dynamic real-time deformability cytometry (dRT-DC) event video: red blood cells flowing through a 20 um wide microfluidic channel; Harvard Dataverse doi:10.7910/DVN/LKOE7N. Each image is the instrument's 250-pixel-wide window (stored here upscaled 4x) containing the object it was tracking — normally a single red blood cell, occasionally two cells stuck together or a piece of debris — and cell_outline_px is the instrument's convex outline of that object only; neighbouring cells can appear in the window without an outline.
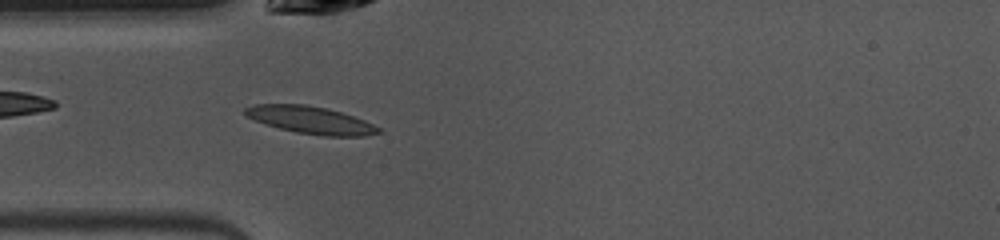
{"species": "common noctule bat (a hibernating species)", "species_latin": "Nyctalus noctula", "temperature_condition": "warm", "stored_images_in_passage": 39, "camera_frame_rate_fps": 3000, "um_per_image_px": 0.085, "animal": {"sex": "female", "body_mass_g": 10.0, "forearm_length_mm": 53.1}, "frame": {"image": 1, "passage_image": 3, "time_ms": 0.667, "image_size_px": [1000, 240], "cell_outline_px": [[384, 132], [364, 136], [324, 136], [296, 132], [280, 128], [256, 120], [248, 116], [244, 112], [244, 108], [256, 104], [304, 104], [324, 108], [340, 112], [364, 120], [380, 128]], "centroid_in_image_um": [26.44, 10.21], "position_along_channel_um": 58.6, "area_um2": 20.92}}
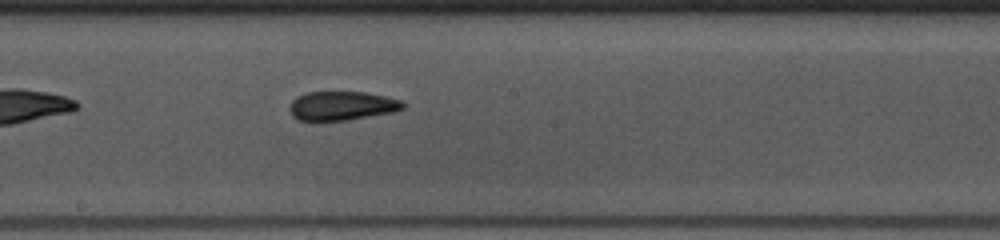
{"frame": {"image": 2, "passage_image": 15, "time_ms": 4.667, "image_size_px": [1000, 240], "cell_outline_px": [[404, 108], [392, 112], [348, 120], [316, 124], [312, 124], [296, 120], [292, 116], [288, 108], [292, 100], [296, 96], [308, 92], [364, 92], [384, 96], [400, 100], [404, 104]], "centroid_in_image_um": [28.93, 9.04], "position_along_channel_um": 219.3, "area_um2": 19.88}}
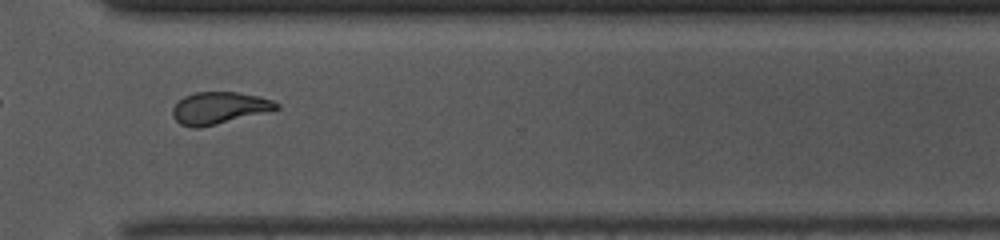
{"frame": {"image": 3, "passage_image": 25, "time_ms": 8.0, "image_size_px": [1000, 240], "cell_outline_px": [[280, 108], [200, 128], [192, 128], [180, 124], [172, 116], [172, 108], [184, 96], [196, 92], [236, 92], [256, 96], [272, 100], [280, 104]], "centroid_in_image_um": [18.58, 9.18], "position_along_channel_um": 352.0, "area_um2": 19.07}, "authors_computed_cell_mechanics": {"area_um2": 19.4786, "velocity_mm_per_s": 3.9952, "shape_relaxation_time_tau1_ms": 9.037, "shape_relaxation_time_tau2_ms": 2.3467, "deformation_change_tau1": 0.2399, "deformation_change_tau2": 0.1058}}